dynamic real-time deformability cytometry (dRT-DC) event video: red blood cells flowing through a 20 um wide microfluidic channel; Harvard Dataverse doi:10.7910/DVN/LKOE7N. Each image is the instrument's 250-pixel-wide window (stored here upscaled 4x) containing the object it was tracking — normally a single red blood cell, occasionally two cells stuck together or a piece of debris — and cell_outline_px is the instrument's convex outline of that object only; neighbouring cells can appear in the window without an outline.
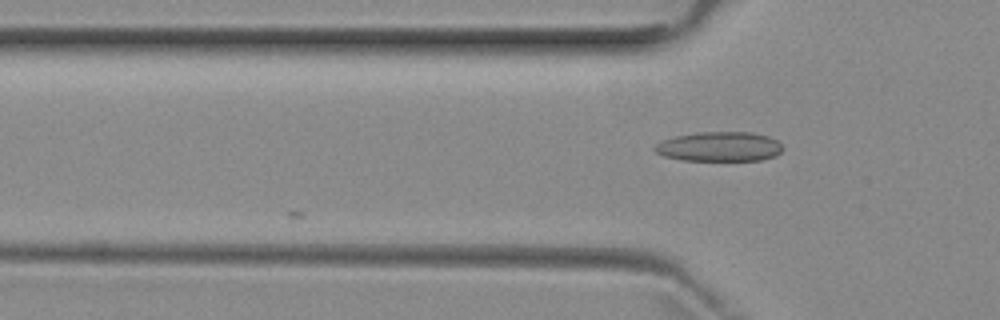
{"species": "common noctule bat (a hibernating species)", "species_latin": "Nyctalus noctula", "temperature_condition": "room temperature", "stored_images_in_passage": 4, "camera_frame_rate_fps": 3000, "um_per_image_px": 0.085, "animal": {"sex": "female", "body_mass_g": 29.2, "forearm_length_mm": 56.3}, "frame": {"image": 1, "passage_image": 4, "time_ms": 4.333, "image_size_px": [1000, 320], "cell_outline_px": [[784, 148], [776, 156], [764, 160], [684, 160], [664, 156], [656, 152], [652, 148], [656, 144], [664, 140], [676, 136], [696, 132], [752, 132], [768, 136], [776, 140]], "centroid_in_image_um": [61.17, 12.46], "position_along_channel_um": 64.6, "area_um2": 22.08}}